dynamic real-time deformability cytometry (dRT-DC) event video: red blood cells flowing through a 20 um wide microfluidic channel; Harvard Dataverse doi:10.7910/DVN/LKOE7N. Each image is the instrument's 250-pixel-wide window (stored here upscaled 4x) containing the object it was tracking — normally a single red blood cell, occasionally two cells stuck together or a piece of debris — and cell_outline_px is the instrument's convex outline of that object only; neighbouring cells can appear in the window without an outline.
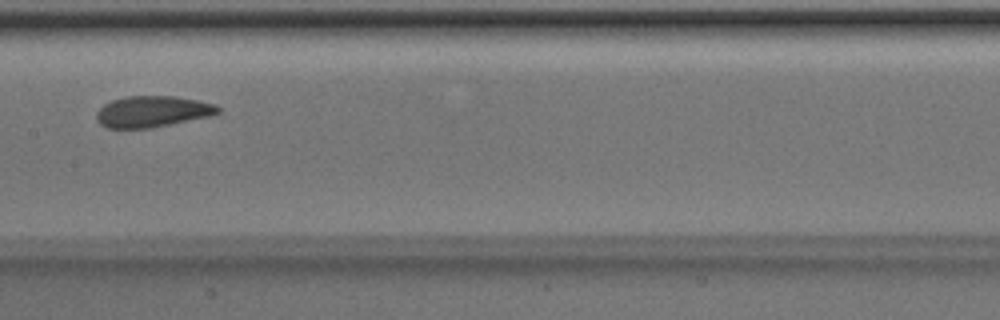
{"species": "Egyptian fruit bat (a non-hibernating species)", "species_latin": "Rousettus aegyptiacus", "temperature_condition": "room temperature", "stored_images_in_passage": 6, "camera_frame_rate_fps": 3000, "um_per_image_px": 0.085, "animal": {"sex": "male"}, "frame": {"image": 1, "passage_image": 6, "time_ms": 1.667, "image_size_px": [1000, 320], "cell_outline_px": [[220, 112], [212, 116], [152, 128], [108, 128], [100, 124], [96, 120], [96, 112], [104, 104], [112, 100], [128, 96], [176, 96], [200, 100], [216, 104], [220, 108]], "centroid_in_image_um": [12.99, 9.48], "position_along_channel_um": 194.4, "area_um2": 22.37}}